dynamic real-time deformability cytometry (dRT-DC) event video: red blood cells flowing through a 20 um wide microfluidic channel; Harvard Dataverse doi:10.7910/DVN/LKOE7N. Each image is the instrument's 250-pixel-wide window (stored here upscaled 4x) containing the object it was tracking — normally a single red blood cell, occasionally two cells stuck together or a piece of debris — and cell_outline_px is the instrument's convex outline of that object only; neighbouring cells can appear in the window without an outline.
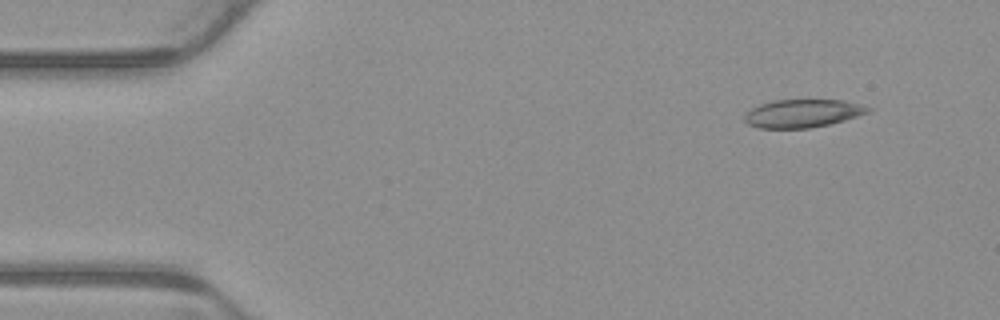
{"species": "common noctule bat (a hibernating species)", "species_latin": "Nyctalus noctula", "temperature_condition": "warm", "stored_images_in_passage": 4, "camera_frame_rate_fps": 3000, "um_per_image_px": 0.085, "animal": {"sex": "male", "body_mass_g": 23.1, "forearm_length_mm": 52.7}, "frame": {"image": 1, "passage_image": 1, "time_ms": 0.0, "image_size_px": [1000, 320], "cell_outline_px": [[872, 108], [868, 112], [844, 120], [828, 124], [808, 128], [760, 128], [748, 124], [744, 120], [744, 116], [752, 108], [760, 104], [772, 100], [844, 100], [860, 104]], "centroid_in_image_um": [68.2, 9.63], "position_along_channel_um": 16.8, "area_um2": 20.0}}
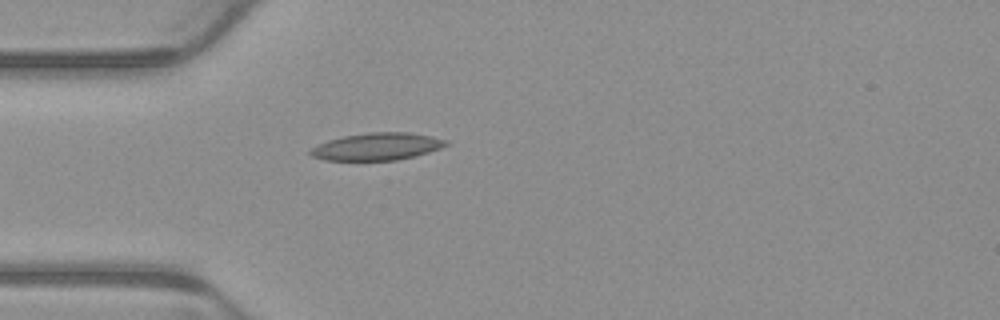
{"frame": {"image": 2, "passage_image": 4, "time_ms": 1.0, "image_size_px": [1000, 320], "cell_outline_px": [[448, 144], [440, 148], [416, 156], [396, 160], [324, 160], [312, 156], [308, 152], [312, 148], [328, 140], [344, 136], [368, 132], [408, 132], [432, 136], [448, 140]], "centroid_in_image_um": [32.07, 12.45], "position_along_channel_um": 52.9, "area_um2": 21.5}}